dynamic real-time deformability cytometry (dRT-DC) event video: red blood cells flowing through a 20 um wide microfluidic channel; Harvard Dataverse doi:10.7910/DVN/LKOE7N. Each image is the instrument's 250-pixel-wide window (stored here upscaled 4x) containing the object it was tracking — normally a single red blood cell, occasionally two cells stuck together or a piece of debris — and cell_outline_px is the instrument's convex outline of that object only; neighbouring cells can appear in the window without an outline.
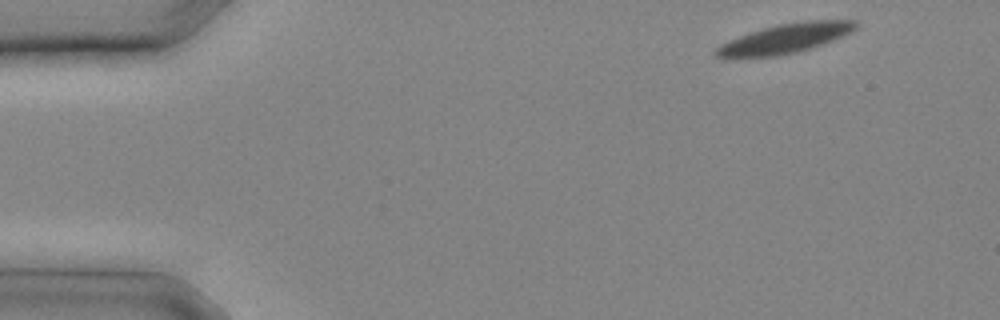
{"species": "common noctule bat (a hibernating species)", "species_latin": "Nyctalus noctula", "temperature_condition": "cold", "stored_images_in_passage": 15, "camera_frame_rate_fps": 3000, "um_per_image_px": 0.085, "animal": {"sex": "male", "body_mass_g": 20.4}, "frame": {"image": 1, "passage_image": 1, "time_ms": 0.0, "image_size_px": [1000, 320], "cell_outline_px": [[860, 24], [852, 32], [832, 40], [796, 52], [776, 56], [724, 60], [716, 56], [712, 52], [720, 44], [740, 36], [776, 24], [804, 20], [860, 20]], "centroid_in_image_um": [66.68, 3.29], "position_along_channel_um": 18.3, "area_um2": 24.39}}
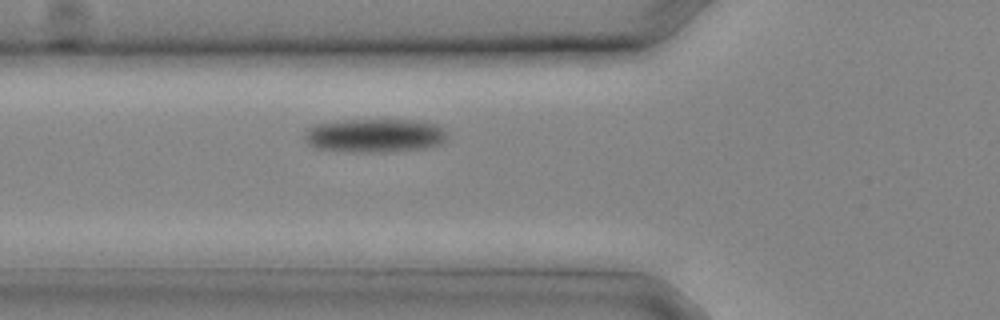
{"frame": {"image": 2, "passage_image": 8, "time_ms": 2.333, "image_size_px": [1000, 320], "cell_outline_px": [[448, 140], [440, 144], [424, 148], [388, 152], [352, 152], [316, 148], [308, 144], [304, 140], [304, 132], [312, 124], [344, 120], [424, 120], [436, 124], [448, 136]], "centroid_in_image_um": [31.84, 11.52], "position_along_channel_um": 94.0, "area_um2": 28.38}}
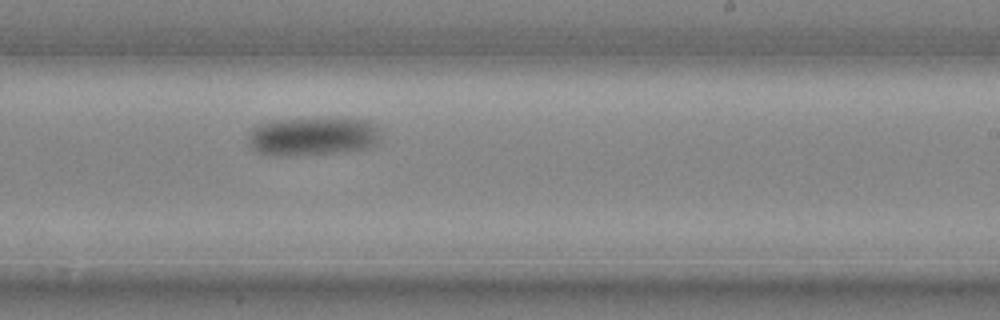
{"frame": {"image": 3, "passage_image": 15, "time_ms": 4.667, "image_size_px": [1000, 320], "cell_outline_px": [[380, 144], [368, 148], [336, 152], [288, 156], [276, 156], [256, 152], [252, 148], [248, 140], [248, 132], [252, 128], [260, 124], [272, 120], [364, 120], [376, 124], [380, 140]], "centroid_in_image_um": [26.55, 11.62], "position_along_channel_um": 262.5, "area_um2": 29.25}}